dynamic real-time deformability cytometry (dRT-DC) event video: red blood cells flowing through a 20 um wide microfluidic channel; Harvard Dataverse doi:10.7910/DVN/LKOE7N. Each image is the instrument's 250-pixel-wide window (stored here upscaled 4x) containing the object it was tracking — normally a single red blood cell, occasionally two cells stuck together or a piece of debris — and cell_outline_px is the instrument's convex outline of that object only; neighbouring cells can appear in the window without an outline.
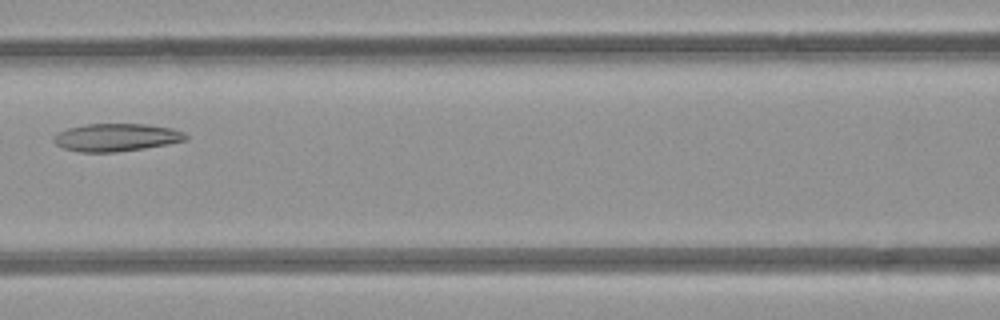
{"species": "common noctule bat (a hibernating species)", "species_latin": "Nyctalus noctula", "temperature_condition": "room temperature", "stored_images_in_passage": 6, "camera_frame_rate_fps": 3000, "um_per_image_px": 0.085, "animal": {"sex": "female", "body_mass_g": 21.9}, "frame": {"image": 1, "passage_image": 6, "time_ms": 5.667, "image_size_px": [1000, 320], "cell_outline_px": [[188, 140], [168, 144], [144, 148], [116, 152], [80, 152], [64, 148], [56, 144], [52, 140], [52, 136], [56, 132], [68, 128], [88, 124], [148, 124], [172, 128], [184, 132], [188, 136]], "centroid_in_image_um": [9.88, 11.67], "position_along_channel_um": 156.7, "area_um2": 21.5}}